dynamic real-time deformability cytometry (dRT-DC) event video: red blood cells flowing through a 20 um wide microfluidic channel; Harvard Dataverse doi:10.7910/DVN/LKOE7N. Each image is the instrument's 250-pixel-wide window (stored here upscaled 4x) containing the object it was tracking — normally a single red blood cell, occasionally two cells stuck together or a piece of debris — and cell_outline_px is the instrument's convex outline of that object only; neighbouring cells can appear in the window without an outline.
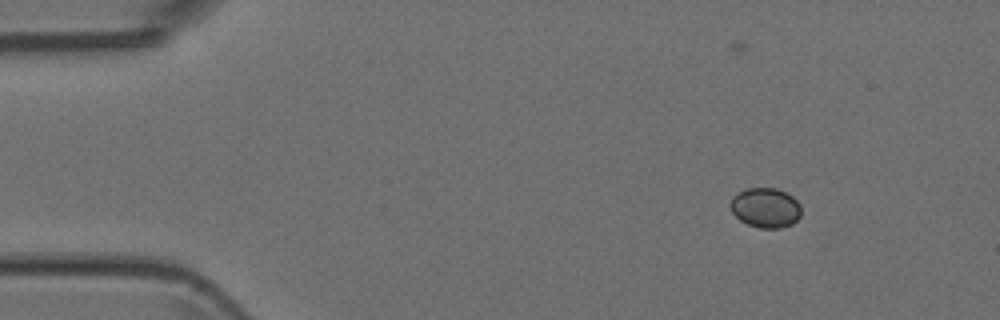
{"species": "Egyptian fruit bat (a non-hibernating species)", "species_latin": "Rousettus aegyptiacus", "temperature_condition": "room temperature", "stored_images_in_passage": 5, "camera_frame_rate_fps": 3000, "um_per_image_px": 0.085, "animal": {"sex": "female"}, "frame": {"image": 1, "passage_image": 1, "time_ms": 0.0, "image_size_px": [1000, 320], "cell_outline_px": [[800, 216], [792, 224], [780, 228], [760, 228], [748, 224], [740, 220], [732, 212], [728, 204], [732, 196], [748, 188], [776, 188], [792, 196], [800, 204]], "centroid_in_image_um": [65.05, 17.66], "position_along_channel_um": 20.0, "area_um2": 16.42}}
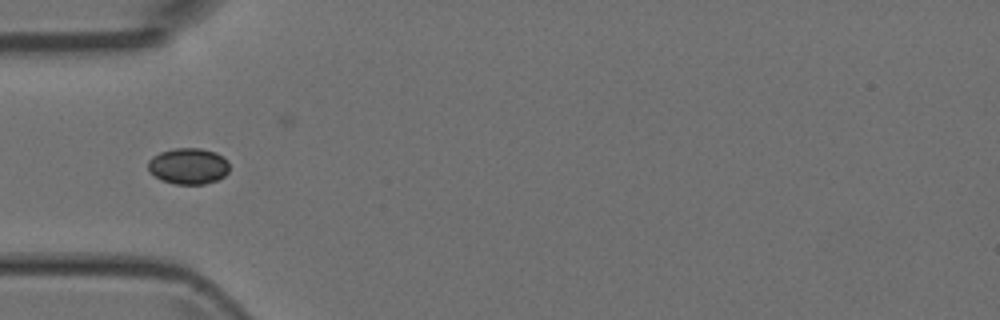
{"frame": {"image": 2, "passage_image": 4, "time_ms": 3.333, "image_size_px": [1000, 320], "cell_outline_px": [[228, 172], [224, 176], [216, 180], [204, 184], [176, 184], [160, 180], [148, 168], [148, 160], [152, 156], [160, 152], [176, 148], [200, 148], [216, 152], [228, 160]], "centroid_in_image_um": [16.02, 14.11], "position_along_channel_um": 69.0, "area_um2": 17.11}}
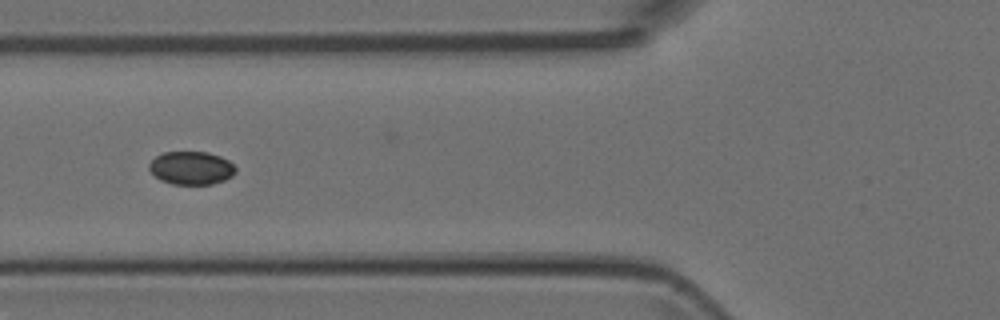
{"frame": {"image": 3, "passage_image": 5, "time_ms": 4.333, "image_size_px": [1000, 320], "cell_outline_px": [[236, 172], [232, 176], [224, 180], [212, 184], [172, 184], [160, 180], [148, 168], [148, 164], [156, 156], [164, 152], [208, 152], [220, 156], [228, 160], [236, 168]], "centroid_in_image_um": [16.26, 14.28], "position_along_channel_um": 109.5, "area_um2": 16.7}}